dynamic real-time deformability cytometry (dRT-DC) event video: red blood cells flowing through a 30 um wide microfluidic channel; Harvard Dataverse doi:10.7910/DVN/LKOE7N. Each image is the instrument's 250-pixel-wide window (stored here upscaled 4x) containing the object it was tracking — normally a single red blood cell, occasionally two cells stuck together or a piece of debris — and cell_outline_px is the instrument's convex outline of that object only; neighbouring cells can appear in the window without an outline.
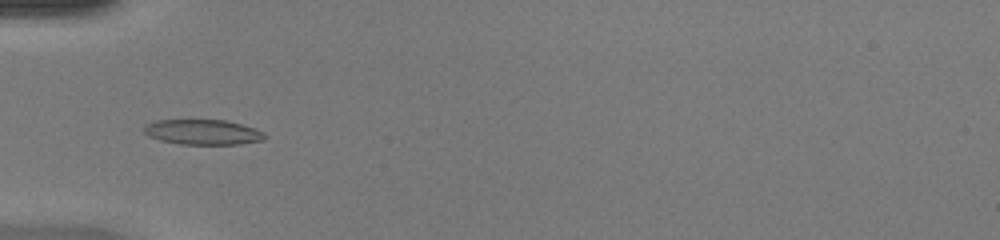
{"species": "common noctule bat (a hibernating species)", "species_latin": "Nyctalus noctula", "temperature_condition": "warm", "stored_images_in_passage": 50, "camera_frame_rate_fps": 3000, "um_per_image_px": 0.085, "animal": {"sex": "female", "body_mass_g": 20.0, "forearm_length_mm": 54.0}, "frame": {"image": 1, "passage_image": 18, "time_ms": 5.667, "image_size_px": [1000, 240], "cell_outline_px": [[268, 136], [264, 140], [240, 144], [180, 144], [160, 140], [148, 136], [144, 132], [144, 124], [156, 120], [224, 120], [256, 128], [264, 132]], "centroid_in_image_um": [17.25, 11.23], "position_along_channel_um": 67.7, "area_um2": 17.8}}
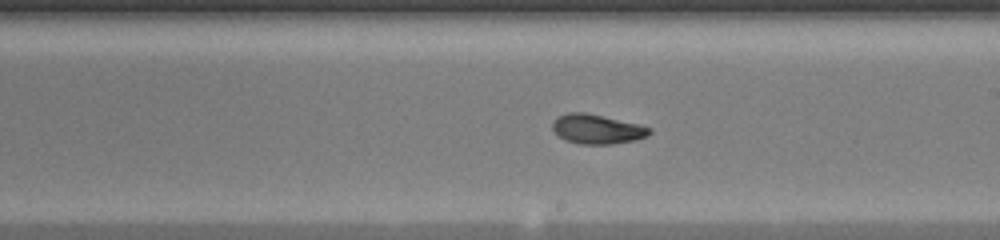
{"frame": {"image": 2, "passage_image": 30, "time_ms": 9.667, "image_size_px": [1000, 240], "cell_outline_px": [[652, 132], [648, 136], [636, 140], [612, 144], [580, 144], [564, 140], [552, 128], [552, 120], [556, 116], [568, 112], [584, 112], [636, 124], [652, 128]], "centroid_in_image_um": [50.72, 10.98], "position_along_channel_um": 238.3, "area_um2": 16.65}}
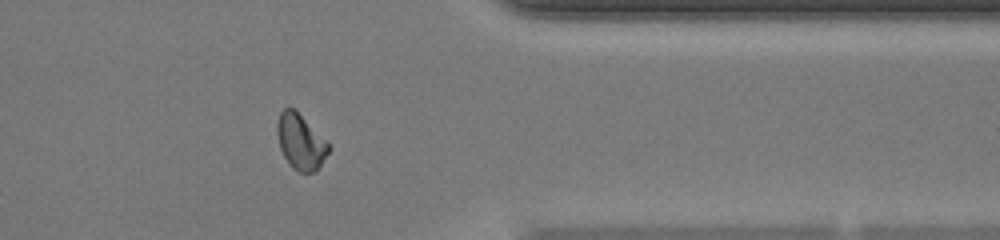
{"frame": {"image": 3, "passage_image": 41, "time_ms": 13.333, "image_size_px": [1000, 240], "cell_outline_px": [[332, 148], [316, 172], [300, 172], [292, 168], [288, 164], [280, 148], [276, 132], [276, 124], [280, 112], [284, 108], [296, 108]], "centroid_in_image_um": [25.54, 12.04], "position_along_channel_um": 385.9, "area_um2": 16.82}, "authors_computed_cell_mechanics": {"area_um2": 16.8198, "velocity_mm_per_s": 4.2984, "shape_relaxation_time_tau1_ms": 5.8831, "shape_relaxation_time_tau2_ms": 1.7344, "deformation_change_tau1": 0.2088, "deformation_change_tau2": 0.0634}}